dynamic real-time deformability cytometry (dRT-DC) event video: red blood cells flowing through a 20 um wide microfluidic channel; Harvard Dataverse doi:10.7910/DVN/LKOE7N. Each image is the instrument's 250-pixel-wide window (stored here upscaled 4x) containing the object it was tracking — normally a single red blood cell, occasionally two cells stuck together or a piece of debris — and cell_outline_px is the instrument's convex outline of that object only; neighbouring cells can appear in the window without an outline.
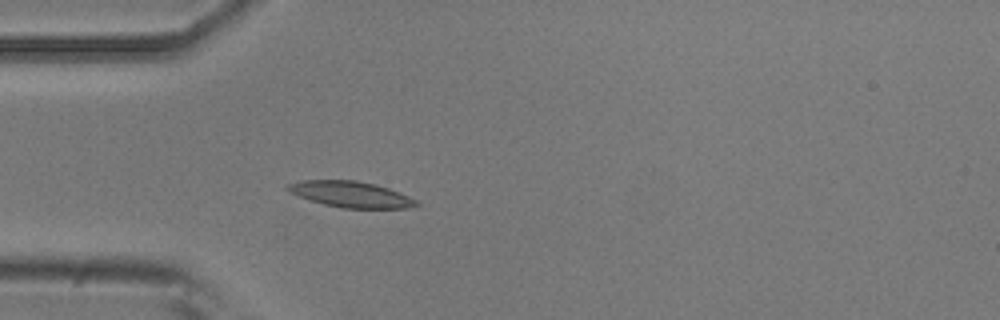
{"species": "common noctule bat (a hibernating species)", "species_latin": "Nyctalus noctula", "temperature_condition": "room temperature", "stored_images_in_passage": 4, "camera_frame_rate_fps": 3000, "um_per_image_px": 0.085, "animal": {"sex": "male", "body_mass_g": 20.5, "forearm_length_mm": 52.5}, "frame": {"image": 1, "passage_image": 4, "time_ms": 1.0, "image_size_px": [1000, 320], "cell_outline_px": [[420, 204], [408, 208], [340, 208], [324, 204], [288, 192], [284, 188], [288, 184], [300, 180], [356, 180], [376, 184], [388, 188], [408, 196], [416, 200]], "centroid_in_image_um": [29.8, 16.51], "position_along_channel_um": 55.2, "area_um2": 19.42}}